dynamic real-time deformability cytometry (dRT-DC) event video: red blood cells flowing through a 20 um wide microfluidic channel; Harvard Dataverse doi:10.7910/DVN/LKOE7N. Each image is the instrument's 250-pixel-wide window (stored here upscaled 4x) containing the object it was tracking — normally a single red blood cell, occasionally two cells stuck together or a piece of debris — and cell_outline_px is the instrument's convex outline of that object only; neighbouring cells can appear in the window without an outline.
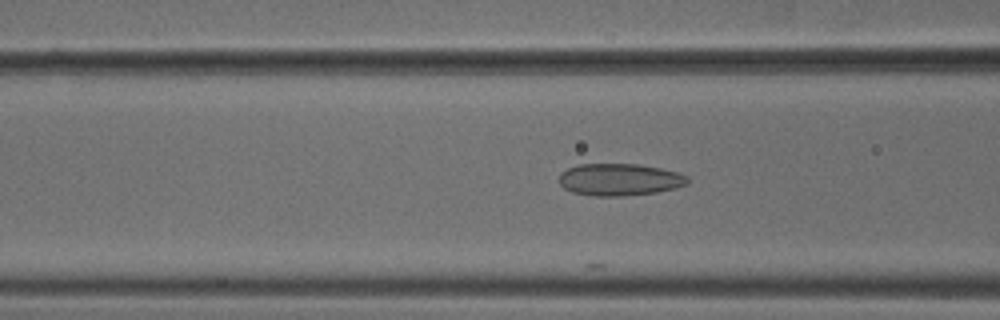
{"species": "common noctule bat (a hibernating species)", "species_latin": "Nyctalus noctula", "temperature_condition": "cold", "stored_images_in_passage": 14, "camera_frame_rate_fps": 3000, "um_per_image_px": 0.085, "animal": {"sex": "male", "body_mass_g": 18.8}, "frame": {"image": 1, "passage_image": 6, "time_ms": 1.667, "image_size_px": [1000, 320], "cell_outline_px": [[688, 184], [676, 188], [656, 192], [624, 196], [592, 196], [572, 192], [564, 188], [560, 184], [560, 172], [568, 168], [580, 164], [640, 164], [660, 168], [676, 172], [688, 176]], "centroid_in_image_um": [52.66, 15.27], "position_along_channel_um": 113.9, "area_um2": 24.1}}
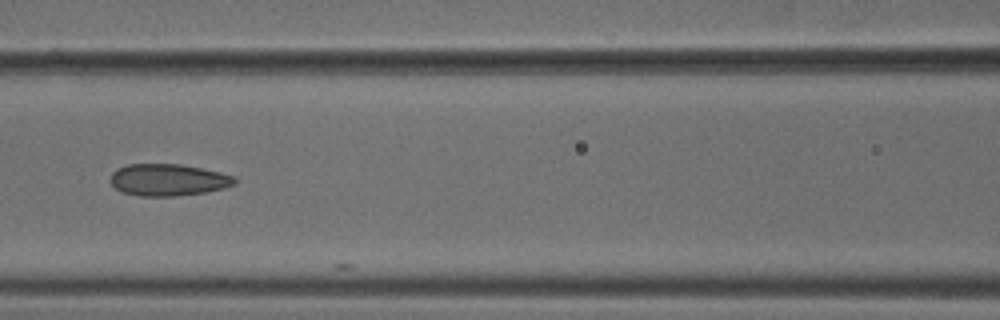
{"frame": {"image": 2, "passage_image": 9, "time_ms": 2.667, "image_size_px": [1000, 320], "cell_outline_px": [[236, 184], [224, 188], [204, 192], [172, 196], [140, 196], [124, 192], [116, 188], [112, 184], [112, 172], [116, 168], [128, 164], [180, 164], [220, 172], [236, 176]], "centroid_in_image_um": [14.32, 15.28], "position_along_channel_um": 152.3, "area_um2": 22.95}}
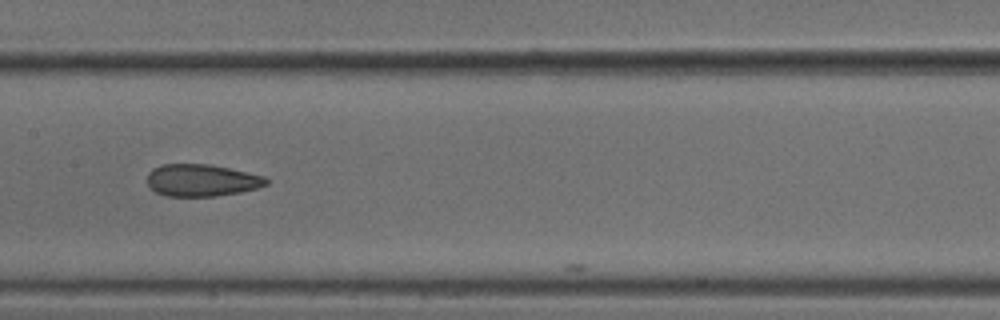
{"frame": {"image": 3, "passage_image": 12, "time_ms": 3.667, "image_size_px": [1000, 320], "cell_outline_px": [[268, 184], [256, 188], [240, 192], [216, 196], [164, 196], [156, 192], [148, 184], [148, 172], [152, 168], [164, 164], [208, 164], [228, 168], [264, 176], [268, 180]], "centroid_in_image_um": [17.12, 15.32], "position_along_channel_um": 190.3, "area_um2": 22.14}}